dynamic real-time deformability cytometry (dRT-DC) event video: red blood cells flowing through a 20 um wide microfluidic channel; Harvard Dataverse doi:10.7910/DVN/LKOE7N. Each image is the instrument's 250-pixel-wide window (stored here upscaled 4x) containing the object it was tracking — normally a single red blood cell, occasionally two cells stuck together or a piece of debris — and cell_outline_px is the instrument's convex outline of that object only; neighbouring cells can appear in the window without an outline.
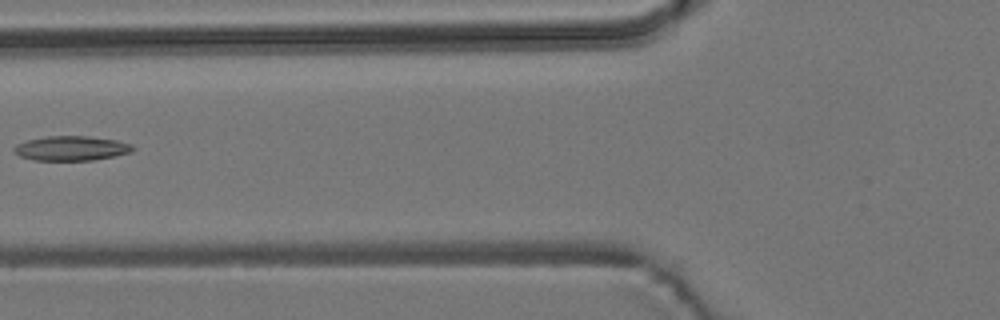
{"species": "common noctule bat (a hibernating species)", "species_latin": "Nyctalus noctula", "temperature_condition": "room temperature", "stored_images_in_passage": 7, "camera_frame_rate_fps": 3000, "um_per_image_px": 0.085, "animal": {"sex": "male", "body_mass_g": 19.2, "forearm_length_mm": 51.8}, "frame": {"image": 1, "passage_image": 6, "time_ms": 6.667, "image_size_px": [1000, 320], "cell_outline_px": [[136, 148], [132, 152], [116, 156], [92, 160], [32, 160], [20, 156], [12, 148], [16, 144], [28, 140], [48, 136], [88, 136], [116, 140], [132, 144]], "centroid_in_image_um": [6.1, 12.6], "position_along_channel_um": 119.7, "area_um2": 17.05}}
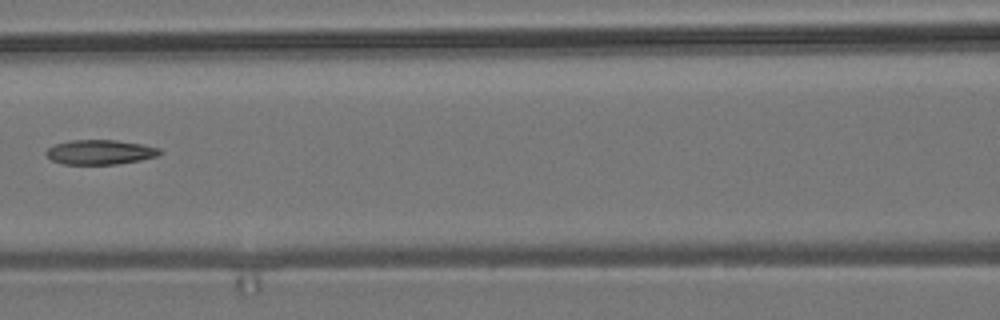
{"frame": {"image": 2, "passage_image": 7, "time_ms": 7.667, "image_size_px": [1000, 320], "cell_outline_px": [[164, 152], [156, 156], [140, 160], [116, 164], [64, 164], [52, 160], [44, 152], [48, 148], [56, 144], [68, 140], [116, 140], [144, 144], [160, 148]], "centroid_in_image_um": [8.53, 12.92], "position_along_channel_um": 158.1, "area_um2": 16.36}}